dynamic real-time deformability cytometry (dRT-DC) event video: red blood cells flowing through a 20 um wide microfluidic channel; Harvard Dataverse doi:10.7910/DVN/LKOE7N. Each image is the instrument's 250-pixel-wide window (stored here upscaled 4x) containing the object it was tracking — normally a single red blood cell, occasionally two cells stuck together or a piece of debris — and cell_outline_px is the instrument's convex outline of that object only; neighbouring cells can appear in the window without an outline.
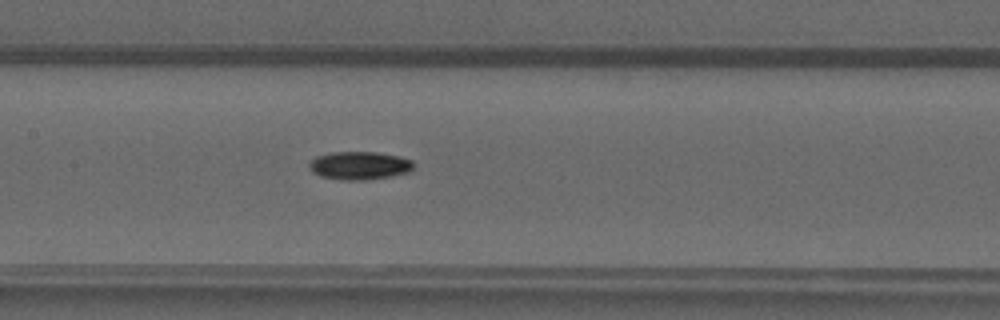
{"species": "common noctule bat (a hibernating species)", "species_latin": "Nyctalus noctula", "temperature_condition": "warm", "stored_images_in_passage": 45, "camera_frame_rate_fps": 3000, "um_per_image_px": 0.085, "animal": {"sex": "male", "forearm_length_mm": 52.5}, "frame": {"image": 1, "passage_image": 20, "time_ms": 6.333, "image_size_px": [1000, 320], "cell_outline_px": [[412, 168], [408, 172], [392, 176], [364, 180], [344, 180], [320, 176], [312, 172], [308, 164], [316, 156], [332, 152], [376, 152], [400, 156], [412, 160]], "centroid_in_image_um": [30.54, 14.07], "position_along_channel_um": 176.9, "area_um2": 17.05}}
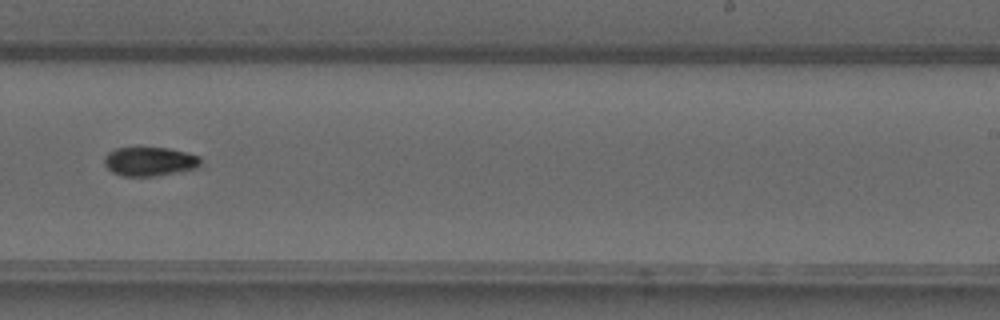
{"frame": {"image": 2, "passage_image": 27, "time_ms": 8.667, "image_size_px": [1000, 320], "cell_outline_px": [[200, 164], [196, 168], [180, 172], [156, 176], [120, 176], [112, 172], [104, 164], [104, 156], [108, 152], [116, 148], [140, 144], [168, 148], [200, 156]], "centroid_in_image_um": [12.67, 13.68], "position_along_channel_um": 276.3, "area_um2": 17.05}}
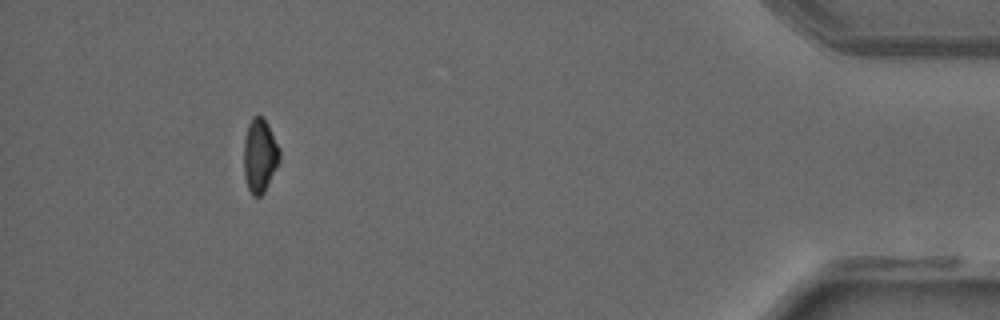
{"frame": {"image": 3, "passage_image": 41, "time_ms": 13.333, "image_size_px": [1000, 320], "cell_outline_px": [[280, 160], [264, 192], [260, 196], [252, 196], [248, 188], [244, 176], [244, 140], [248, 124], [252, 116], [260, 116], [268, 124], [280, 148]], "centroid_in_image_um": [22.08, 13.22], "position_along_channel_um": 413.1, "area_um2": 15.37}}